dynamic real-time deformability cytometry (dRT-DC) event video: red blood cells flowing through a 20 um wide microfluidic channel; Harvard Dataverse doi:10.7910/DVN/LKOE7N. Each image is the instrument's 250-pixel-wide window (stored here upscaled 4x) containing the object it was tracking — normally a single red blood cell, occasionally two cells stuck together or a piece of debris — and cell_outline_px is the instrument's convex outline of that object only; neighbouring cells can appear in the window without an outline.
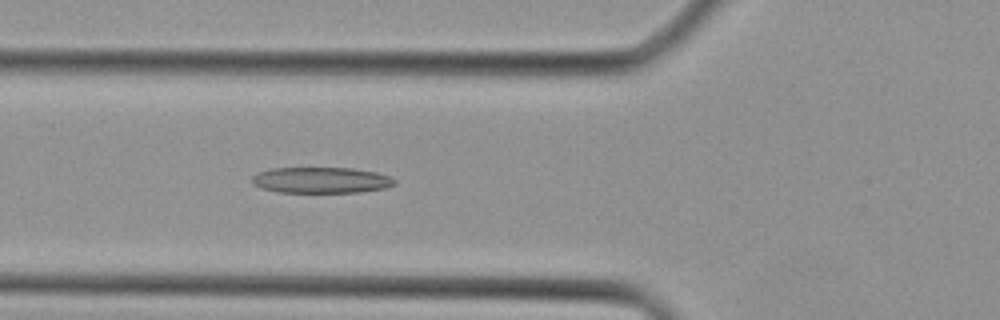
{"species": "Egyptian fruit bat (a non-hibernating species)", "species_latin": "Rousettus aegyptiacus", "temperature_condition": "cold", "stored_images_in_passage": 35, "camera_frame_rate_fps": 3000, "um_per_image_px": 0.085, "animal": {"sex": "female"}, "frame": {"image": 1, "passage_image": 10, "time_ms": 3.0, "image_size_px": [1000, 320], "cell_outline_px": [[396, 184], [384, 188], [360, 192], [280, 192], [264, 188], [256, 184], [252, 180], [252, 176], [256, 172], [272, 168], [352, 168], [376, 172], [388, 176], [396, 180]], "centroid_in_image_um": [27.32, 15.3], "position_along_channel_um": 98.5, "area_um2": 21.39}}
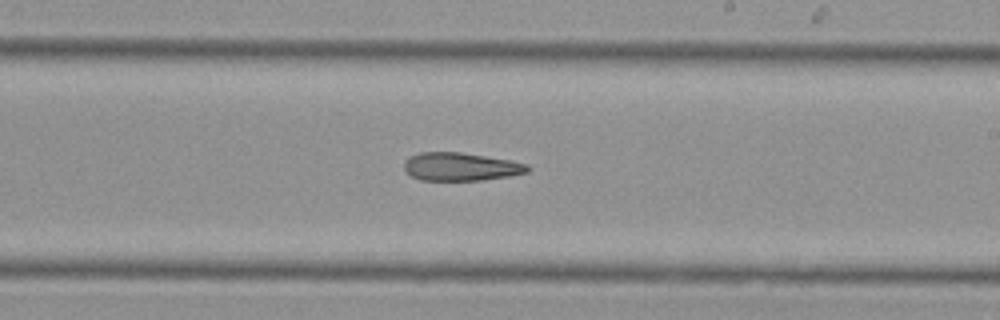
{"frame": {"image": 2, "passage_image": 19, "time_ms": 6.0, "image_size_px": [1000, 320], "cell_outline_px": [[532, 168], [528, 172], [508, 176], [480, 180], [420, 180], [412, 176], [404, 168], [404, 160], [408, 156], [420, 152], [460, 152], [508, 160], [528, 164]], "centroid_in_image_um": [39.14, 14.16], "position_along_channel_um": 249.9, "area_um2": 20.17}}
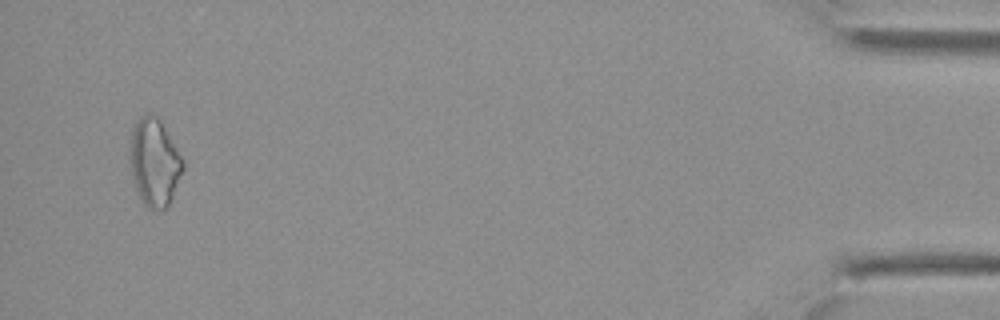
{"frame": {"image": 3, "passage_image": 34, "time_ms": 11.0, "image_size_px": [1000, 320], "cell_outline_px": [[184, 168], [168, 208], [148, 208], [144, 204], [136, 188], [132, 172], [132, 132], [140, 116], [148, 112], [156, 116], [160, 120], [184, 160]], "centroid_in_image_um": [13.18, 13.8], "position_along_channel_um": 422.0, "area_um2": 26.24}}